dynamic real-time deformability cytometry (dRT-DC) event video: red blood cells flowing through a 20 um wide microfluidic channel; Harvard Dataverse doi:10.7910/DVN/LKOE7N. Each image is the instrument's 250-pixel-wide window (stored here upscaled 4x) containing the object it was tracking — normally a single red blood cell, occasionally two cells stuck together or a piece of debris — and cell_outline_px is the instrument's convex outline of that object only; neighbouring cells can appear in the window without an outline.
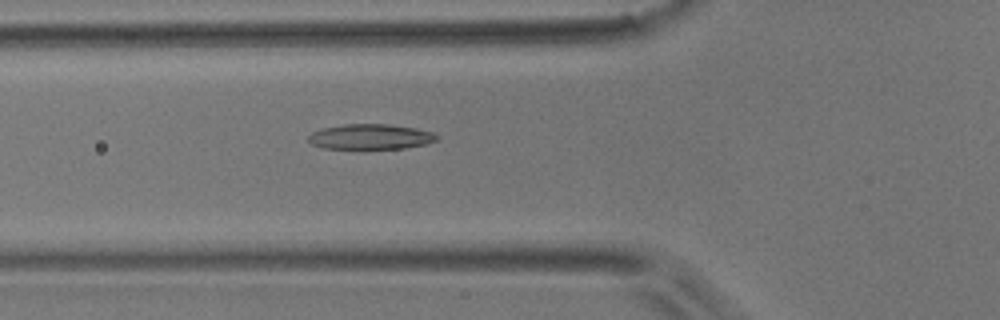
{"species": "common noctule bat (a hibernating species)", "species_latin": "Nyctalus noctula", "temperature_condition": "room temperature", "stored_images_in_passage": 50, "camera_frame_rate_fps": 3000, "um_per_image_px": 0.085, "animal": {"sex": "male", "body_mass_g": 17.9}, "frame": {"image": 1, "passage_image": 19, "time_ms": 6.0, "image_size_px": [1000, 320], "cell_outline_px": [[440, 140], [428, 144], [404, 148], [364, 152], [324, 148], [312, 144], [308, 140], [308, 136], [312, 132], [324, 128], [344, 124], [388, 124], [416, 128], [432, 132], [440, 136]], "centroid_in_image_um": [31.53, 11.68], "position_along_channel_um": 94.3, "area_um2": 20.06}}
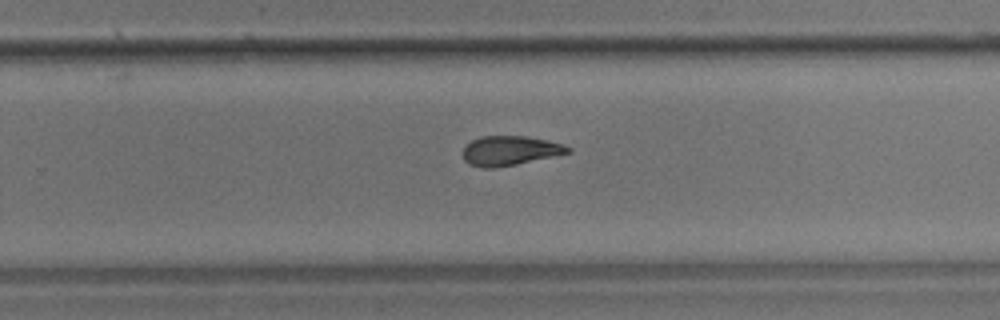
{"frame": {"image": 2, "passage_image": 34, "time_ms": 11.0, "image_size_px": [1000, 320], "cell_outline_px": [[572, 152], [556, 156], [516, 164], [492, 168], [484, 168], [468, 164], [464, 160], [464, 148], [472, 140], [480, 136], [524, 136], [564, 144], [572, 148]], "centroid_in_image_um": [43.37, 12.81], "position_along_channel_um": 286.4, "area_um2": 17.98}}
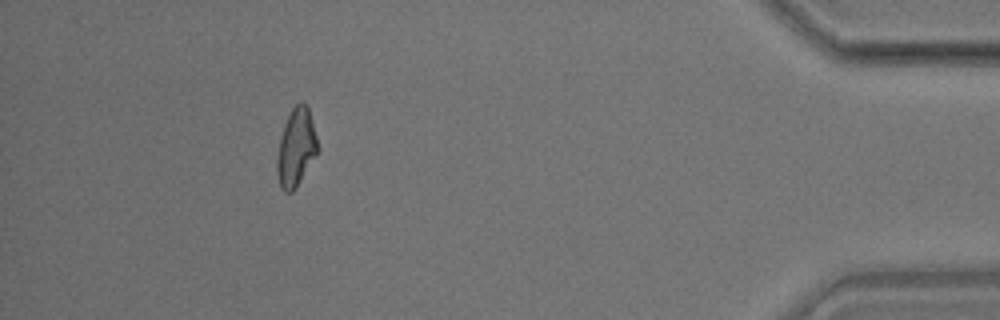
{"frame": {"image": 3, "passage_image": 48, "time_ms": 15.667, "image_size_px": [1000, 320], "cell_outline_px": [[316, 152], [296, 188], [292, 192], [284, 192], [280, 188], [276, 172], [276, 160], [280, 136], [284, 124], [292, 108], [300, 100], [304, 100], [308, 108], [312, 120], [316, 136]], "centroid_in_image_um": [25.12, 12.53], "position_along_channel_um": 410.1, "area_um2": 18.21}}